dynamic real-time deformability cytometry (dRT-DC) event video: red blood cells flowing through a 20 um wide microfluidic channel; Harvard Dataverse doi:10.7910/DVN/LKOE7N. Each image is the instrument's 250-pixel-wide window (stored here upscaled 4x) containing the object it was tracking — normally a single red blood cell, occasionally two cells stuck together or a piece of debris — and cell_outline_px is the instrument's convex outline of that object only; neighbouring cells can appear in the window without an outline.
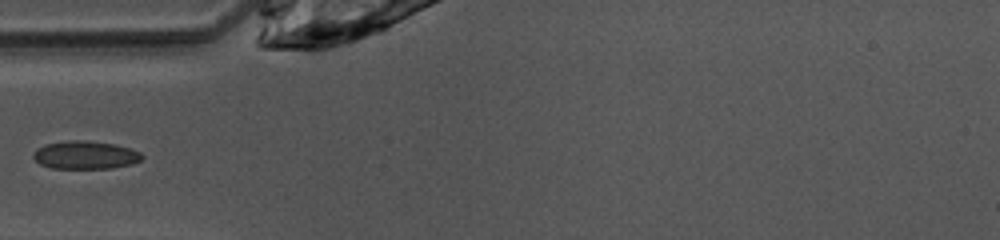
{"species": "common noctule bat (a hibernating species)", "species_latin": "Nyctalus noctula", "temperature_condition": "warm", "stored_images_in_passage": 35, "camera_frame_rate_fps": 3000, "um_per_image_px": 0.085, "animal": {"sex": "female", "body_mass_g": 10.0, "forearm_length_mm": 53.1}, "frame": {"image": 1, "passage_image": 1, "time_ms": 0.0, "image_size_px": [1000, 240], "cell_outline_px": [[144, 156], [140, 160], [132, 164], [112, 168], [52, 168], [40, 164], [32, 156], [32, 152], [36, 148], [44, 144], [68, 140], [84, 140], [112, 144], [132, 148], [140, 152]], "centroid_in_image_um": [7.23, 13.17], "position_along_channel_um": 77.8, "area_um2": 17.86}}
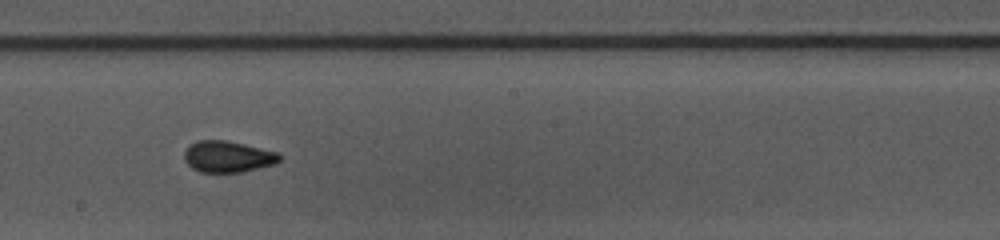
{"frame": {"image": 2, "passage_image": 12, "time_ms": 3.667, "image_size_px": [1000, 240], "cell_outline_px": [[280, 160], [276, 164], [240, 172], [200, 172], [192, 168], [184, 160], [184, 152], [188, 144], [200, 140], [224, 140], [244, 144], [276, 152], [280, 156]], "centroid_in_image_um": [19.32, 13.31], "position_along_channel_um": 228.9, "area_um2": 17.34}}
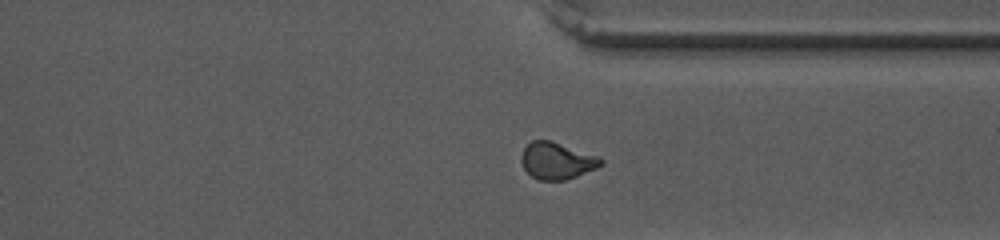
{"frame": {"image": 3, "passage_image": 22, "time_ms": 7.0, "image_size_px": [1000, 240], "cell_outline_px": [[604, 164], [596, 168], [576, 176], [564, 180], [540, 180], [532, 176], [524, 168], [520, 160], [520, 156], [524, 148], [532, 140], [552, 140], [596, 156], [604, 160]], "centroid_in_image_um": [47.31, 13.65], "position_along_channel_um": 364.1, "area_um2": 16.94}}